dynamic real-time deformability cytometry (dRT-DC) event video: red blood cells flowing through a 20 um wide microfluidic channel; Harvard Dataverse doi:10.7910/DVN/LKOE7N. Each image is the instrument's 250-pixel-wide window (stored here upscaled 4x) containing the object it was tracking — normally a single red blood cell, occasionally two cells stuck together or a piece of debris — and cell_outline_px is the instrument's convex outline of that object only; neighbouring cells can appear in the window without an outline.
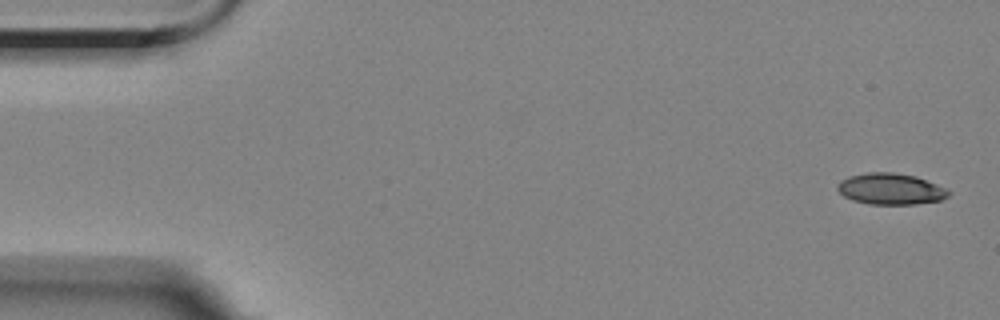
{"species": "Egyptian fruit bat (a non-hibernating species)", "species_latin": "Rousettus aegyptiacus", "temperature_condition": "room temperature", "stored_images_in_passage": 4, "camera_frame_rate_fps": 3000, "um_per_image_px": 0.085, "animal": {"sex": "female"}, "frame": {"image": 1, "passage_image": 1, "time_ms": 0.0, "image_size_px": [1000, 320], "cell_outline_px": [[952, 192], [948, 196], [940, 200], [916, 204], [868, 204], [852, 200], [844, 196], [836, 188], [836, 184], [840, 180], [848, 176], [868, 172], [892, 172], [916, 176], [948, 188]], "centroid_in_image_um": [75.7, 16.05], "position_along_channel_um": 9.3, "area_um2": 20.46}}